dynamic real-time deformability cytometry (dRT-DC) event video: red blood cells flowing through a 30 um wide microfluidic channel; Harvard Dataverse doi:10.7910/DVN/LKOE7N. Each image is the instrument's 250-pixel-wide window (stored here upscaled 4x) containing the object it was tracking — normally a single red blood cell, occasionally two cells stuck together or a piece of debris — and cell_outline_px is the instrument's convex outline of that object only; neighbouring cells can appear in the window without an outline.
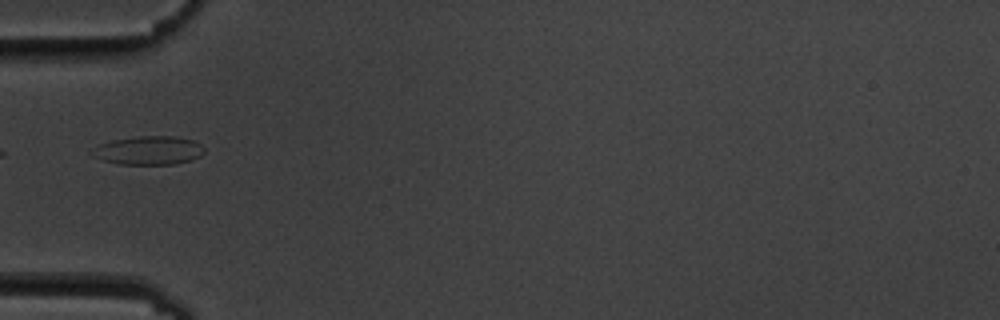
{"species": "common noctule bat (a hibernating species)", "species_latin": "Nyctalus noctula", "temperature_condition": "cold", "stored_images_in_passage": 9, "camera_frame_rate_fps": 3000, "um_per_image_px": 0.085, "animal": {"sex": "male", "body_mass_g": 19.5, "forearm_length_mm": 54.6}, "frame": {"image": 1, "passage_image": 3, "time_ms": 2.333, "image_size_px": [1000, 320], "cell_outline_px": [[204, 152], [200, 156], [192, 160], [176, 164], [116, 164], [92, 156], [88, 152], [100, 144], [112, 140], [140, 136], [172, 136], [192, 140], [200, 144], [204, 148]], "centroid_in_image_um": [12.62, 12.79], "position_along_channel_um": 72.4, "area_um2": 18.73}}
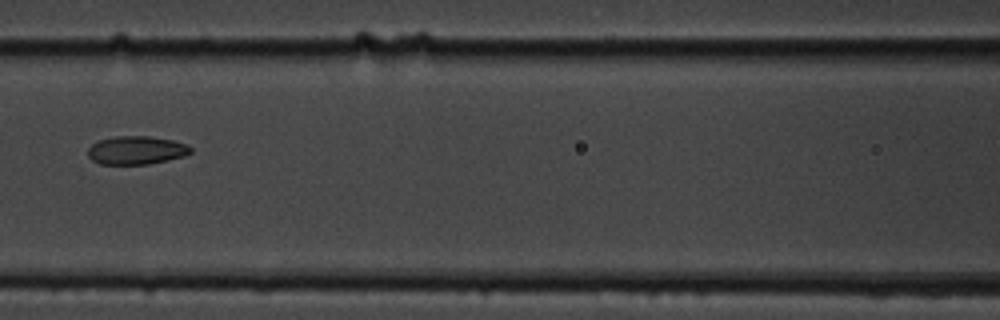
{"frame": {"image": 2, "passage_image": 5, "time_ms": 4.667, "image_size_px": [1000, 320], "cell_outline_px": [[192, 152], [184, 156], [168, 160], [148, 164], [100, 164], [92, 160], [88, 156], [88, 148], [92, 144], [100, 140], [116, 136], [148, 136], [172, 140], [184, 144], [192, 148]], "centroid_in_image_um": [11.58, 12.77], "position_along_channel_um": 155.0, "area_um2": 16.88}}
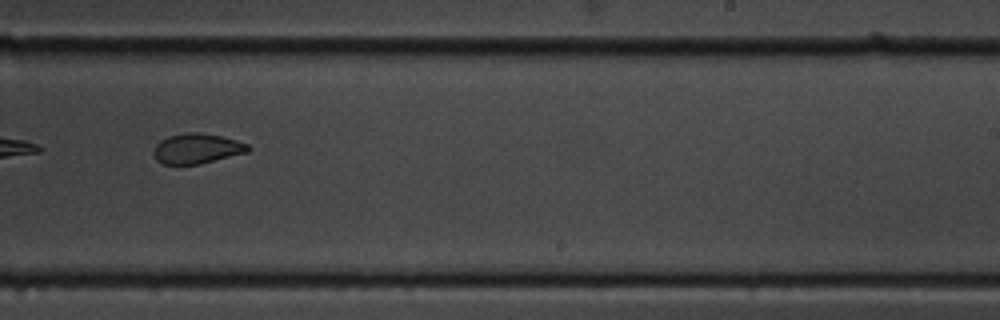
{"frame": {"image": 3, "passage_image": 8, "time_ms": 8.0, "image_size_px": [1000, 320], "cell_outline_px": [[252, 148], [248, 152], [200, 164], [164, 164], [156, 160], [156, 144], [160, 140], [168, 136], [184, 132], [200, 132], [220, 136], [236, 140], [248, 144]], "centroid_in_image_um": [16.78, 12.62], "position_along_channel_um": 272.2, "area_um2": 16.47}}